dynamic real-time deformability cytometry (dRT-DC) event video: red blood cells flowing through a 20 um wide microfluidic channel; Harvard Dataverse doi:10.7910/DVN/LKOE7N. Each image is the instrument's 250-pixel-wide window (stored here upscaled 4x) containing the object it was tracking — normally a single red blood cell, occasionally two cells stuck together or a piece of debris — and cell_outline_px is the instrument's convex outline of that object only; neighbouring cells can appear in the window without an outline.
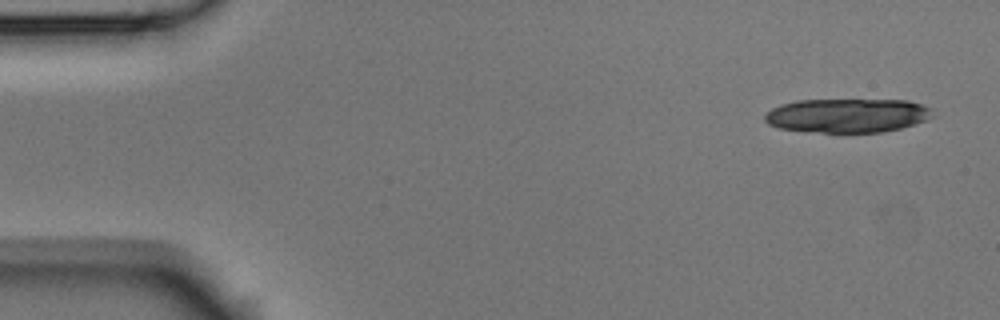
{"species": "Egyptian fruit bat (a non-hibernating species)", "species_latin": "Rousettus aegyptiacus", "temperature_condition": "room temperature", "stored_images_in_passage": 4, "camera_frame_rate_fps": 3000, "um_per_image_px": 0.085, "animal": {"sex": "male"}, "frame": {"image": 1, "passage_image": 1, "time_ms": 0.0, "image_size_px": [1000, 320], "cell_outline_px": [[932, 116], [924, 120], [900, 128], [884, 132], [820, 132], [780, 128], [768, 124], [764, 120], [764, 116], [772, 108], [780, 104], [796, 100], [908, 100], [932, 108]], "centroid_in_image_um": [72.0, 9.81], "position_along_channel_um": 13.0, "area_um2": 33.06}}